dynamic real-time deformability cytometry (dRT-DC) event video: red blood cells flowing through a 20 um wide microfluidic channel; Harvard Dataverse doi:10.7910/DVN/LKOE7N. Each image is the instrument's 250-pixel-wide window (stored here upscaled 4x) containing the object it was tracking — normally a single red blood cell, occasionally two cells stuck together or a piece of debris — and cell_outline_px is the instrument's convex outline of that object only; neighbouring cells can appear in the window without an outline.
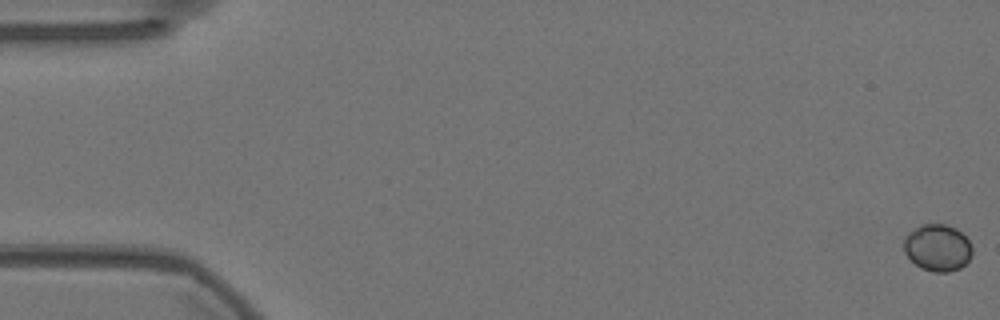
{"species": "Egyptian fruit bat (a non-hibernating species)", "species_latin": "Rousettus aegyptiacus", "temperature_condition": "warm", "stored_images_in_passage": 59, "camera_frame_rate_fps": 3000, "um_per_image_px": 0.085, "animal": {"sex": "female"}, "frame": {"image": 1, "passage_image": 1, "time_ms": 0.0, "image_size_px": [1000, 320], "cell_outline_px": [[972, 256], [960, 268], [948, 272], [932, 272], [920, 268], [904, 252], [904, 240], [908, 232], [920, 224], [948, 224], [956, 228], [968, 240], [972, 248]], "centroid_in_image_um": [79.69, 21.05], "position_along_channel_um": 5.3, "area_um2": 18.73}}
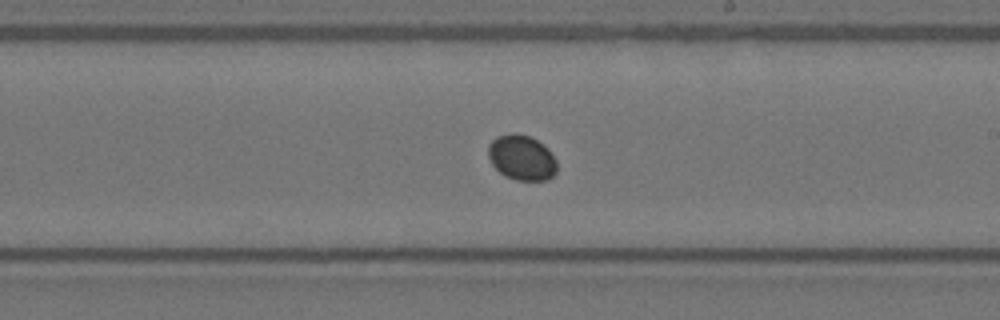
{"frame": {"image": 2, "passage_image": 34, "time_ms": 11.0, "image_size_px": [1000, 320], "cell_outline_px": [[556, 172], [548, 180], [516, 180], [504, 176], [492, 164], [488, 156], [488, 144], [496, 136], [512, 132], [516, 132], [532, 136], [556, 160]], "centroid_in_image_um": [44.3, 13.39], "position_along_channel_um": 244.7, "area_um2": 18.03}}
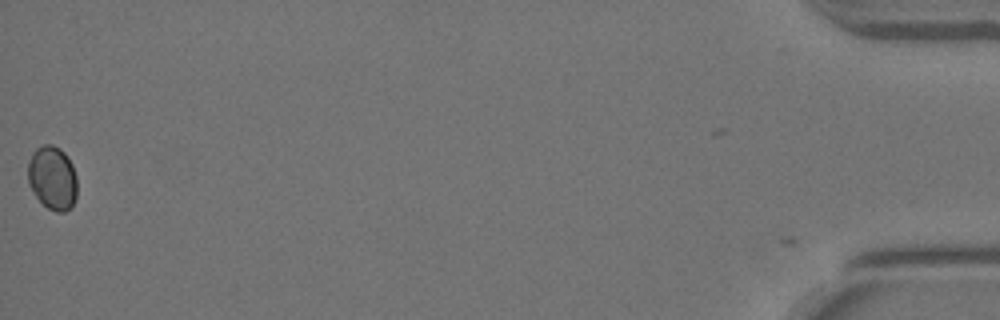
{"frame": {"image": 3, "passage_image": 58, "time_ms": 19.0, "image_size_px": [1000, 320], "cell_outline_px": [[76, 196], [72, 204], [64, 212], [56, 212], [48, 208], [36, 196], [28, 184], [28, 160], [32, 152], [36, 148], [44, 144], [52, 144], [60, 148], [68, 156], [72, 164], [76, 176]], "centroid_in_image_um": [4.44, 15.08], "position_along_channel_um": 430.8, "area_um2": 18.32}}